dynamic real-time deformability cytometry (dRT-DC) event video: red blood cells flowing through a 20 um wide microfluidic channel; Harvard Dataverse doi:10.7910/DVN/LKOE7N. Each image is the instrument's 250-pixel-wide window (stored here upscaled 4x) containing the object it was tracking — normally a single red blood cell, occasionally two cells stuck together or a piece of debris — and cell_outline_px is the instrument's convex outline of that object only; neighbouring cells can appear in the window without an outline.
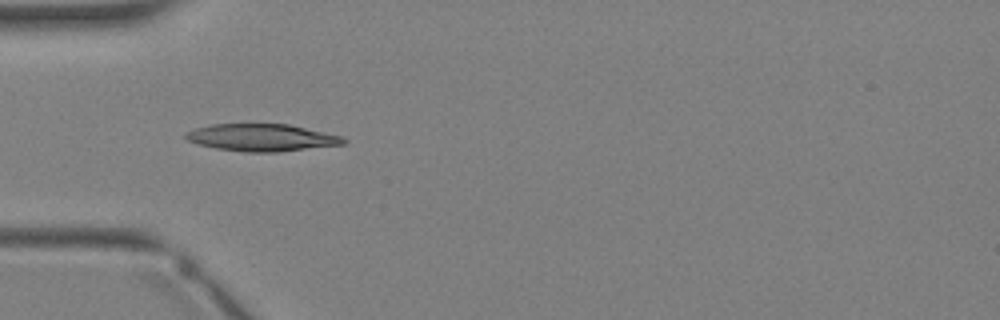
{"species": "Egyptian fruit bat (a non-hibernating species)", "species_latin": "Rousettus aegyptiacus", "temperature_condition": "warm", "stored_images_in_passage": 3, "camera_frame_rate_fps": 3000, "um_per_image_px": 0.085, "animal": {"sex": "female"}, "frame": {"image": 1, "passage_image": 3, "time_ms": 2.333, "image_size_px": [1000, 320], "cell_outline_px": [[348, 140], [344, 144], [276, 152], [244, 152], [216, 148], [200, 144], [188, 140], [184, 136], [184, 132], [196, 128], [212, 124], [288, 124], [344, 136]], "centroid_in_image_um": [22.27, 11.69], "position_along_channel_um": 62.7, "area_um2": 24.97}}